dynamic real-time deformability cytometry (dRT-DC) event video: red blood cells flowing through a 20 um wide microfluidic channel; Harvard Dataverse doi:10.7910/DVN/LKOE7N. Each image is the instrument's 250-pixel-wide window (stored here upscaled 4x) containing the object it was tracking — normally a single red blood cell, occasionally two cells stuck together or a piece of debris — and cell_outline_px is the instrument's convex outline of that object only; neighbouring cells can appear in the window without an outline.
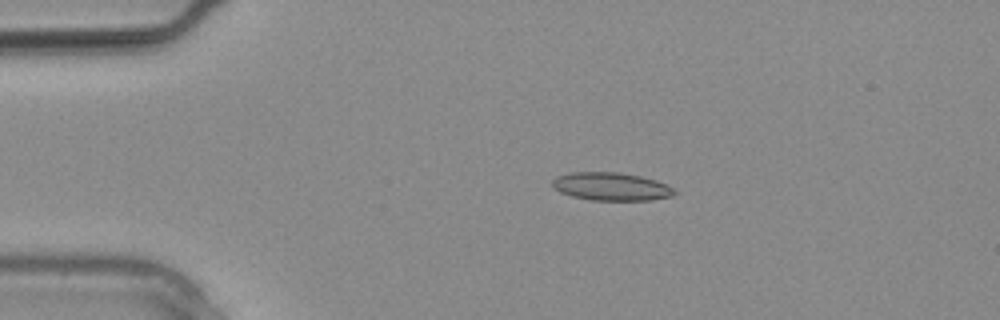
{"species": "common noctule bat (a hibernating species)", "species_latin": "Nyctalus noctula", "temperature_condition": "warm", "stored_images_in_passage": 12, "camera_frame_rate_fps": 3000, "um_per_image_px": 0.085, "animal": {"sex": "male", "body_mass_g": 20.4}, "frame": {"image": 1, "passage_image": 6, "time_ms": 1.667, "image_size_px": [1000, 320], "cell_outline_px": [[676, 192], [672, 196], [652, 200], [592, 200], [572, 196], [560, 192], [552, 188], [552, 180], [556, 176], [572, 172], [616, 172], [640, 176], [656, 180], [672, 188]], "centroid_in_image_um": [51.91, 15.85], "position_along_channel_um": 33.1, "area_um2": 19.88}}
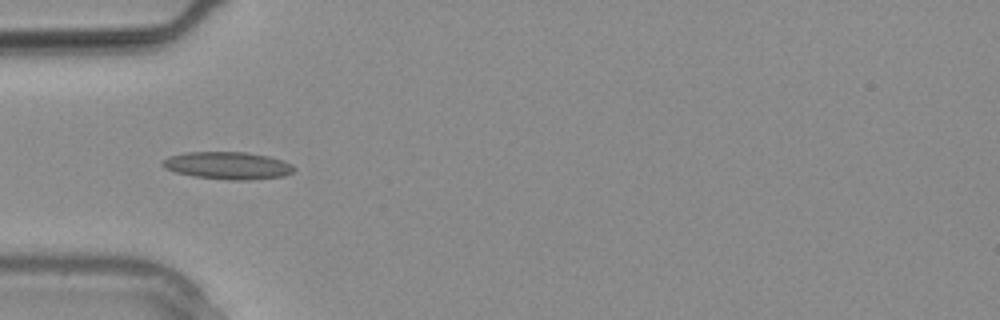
{"frame": {"image": 2, "passage_image": 9, "time_ms": 2.667, "image_size_px": [1000, 320], "cell_outline_px": [[296, 168], [292, 172], [284, 176], [252, 180], [228, 180], [196, 176], [176, 172], [164, 168], [160, 164], [168, 156], [184, 152], [248, 152], [268, 156], [284, 160], [292, 164]], "centroid_in_image_um": [19.38, 14.06], "position_along_channel_um": 65.6, "area_um2": 21.15}}